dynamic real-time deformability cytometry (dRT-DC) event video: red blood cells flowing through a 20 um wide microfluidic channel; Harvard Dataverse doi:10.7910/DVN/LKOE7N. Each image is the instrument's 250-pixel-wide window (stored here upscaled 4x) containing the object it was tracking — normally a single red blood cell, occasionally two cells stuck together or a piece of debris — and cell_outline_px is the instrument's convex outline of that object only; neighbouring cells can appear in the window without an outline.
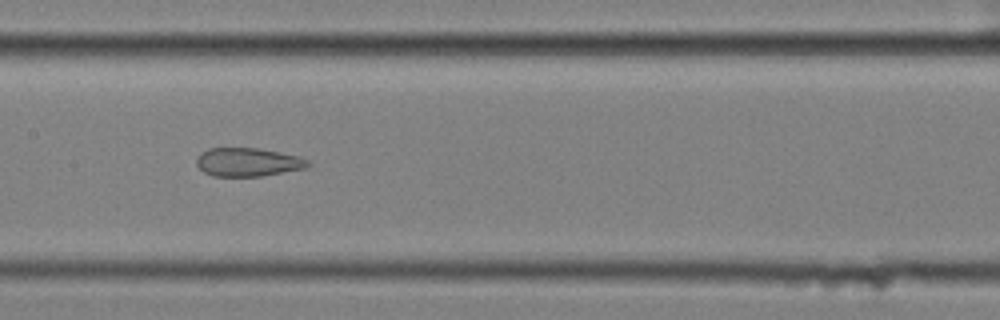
{"species": "common noctule bat (a hibernating species)", "species_latin": "Nyctalus noctula", "temperature_condition": "cold", "stored_images_in_passage": 52, "segment_of_instrument_passage": [2, 2], "camera_frame_rate_fps": 3000, "um_per_image_px": 0.085, "animal": {"sex": "female", "body_mass_g": 25.1}, "frame": {"image": 1, "passage_image": 29, "time_ms": 9.333, "image_size_px": [1000, 320], "cell_outline_px": [[312, 164], [308, 168], [260, 176], [212, 176], [204, 172], [196, 164], [196, 156], [208, 148], [260, 148], [300, 156], [308, 160]], "centroid_in_image_um": [21.1, 13.77], "position_along_channel_um": 186.3, "area_um2": 18.73}}
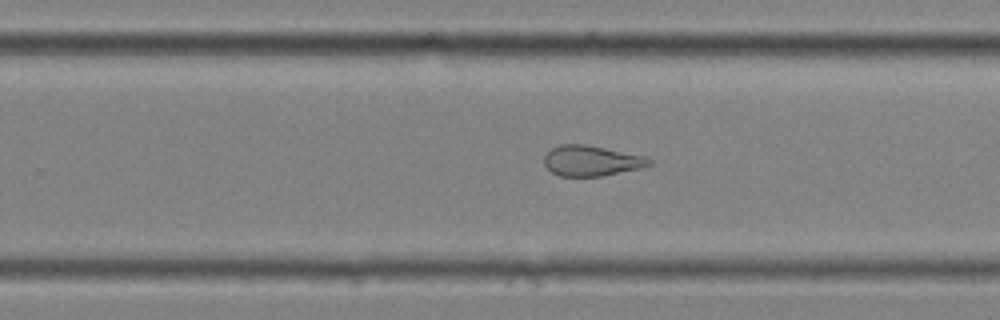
{"frame": {"image": 2, "passage_image": 37, "time_ms": 12.0, "image_size_px": [1000, 320], "cell_outline_px": [[652, 164], [640, 168], [600, 176], [560, 176], [552, 172], [544, 164], [544, 156], [552, 148], [560, 144], [584, 144], [644, 156], [652, 160]], "centroid_in_image_um": [50.25, 13.66], "position_along_channel_um": 279.6, "area_um2": 18.38}}
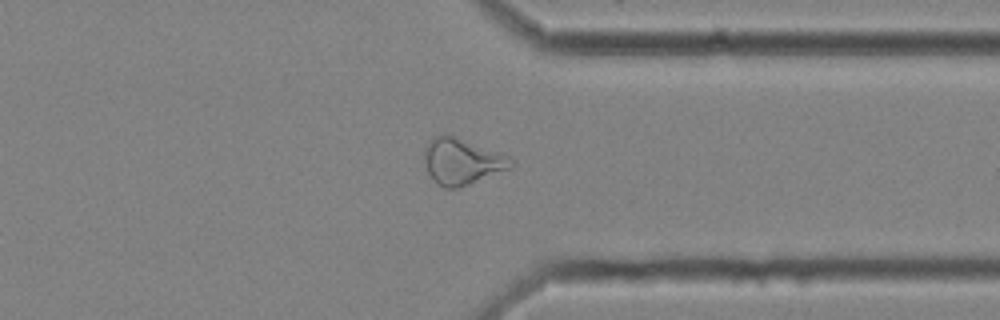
{"frame": {"image": 3, "passage_image": 45, "time_ms": 14.667, "image_size_px": [1000, 320], "cell_outline_px": [[516, 164], [512, 168], [468, 184], [456, 188], [444, 188], [436, 184], [428, 172], [424, 156], [424, 148], [432, 136], [456, 136], [508, 156]], "centroid_in_image_um": [39.26, 13.73], "position_along_channel_um": 372.1, "area_um2": 23.06}}